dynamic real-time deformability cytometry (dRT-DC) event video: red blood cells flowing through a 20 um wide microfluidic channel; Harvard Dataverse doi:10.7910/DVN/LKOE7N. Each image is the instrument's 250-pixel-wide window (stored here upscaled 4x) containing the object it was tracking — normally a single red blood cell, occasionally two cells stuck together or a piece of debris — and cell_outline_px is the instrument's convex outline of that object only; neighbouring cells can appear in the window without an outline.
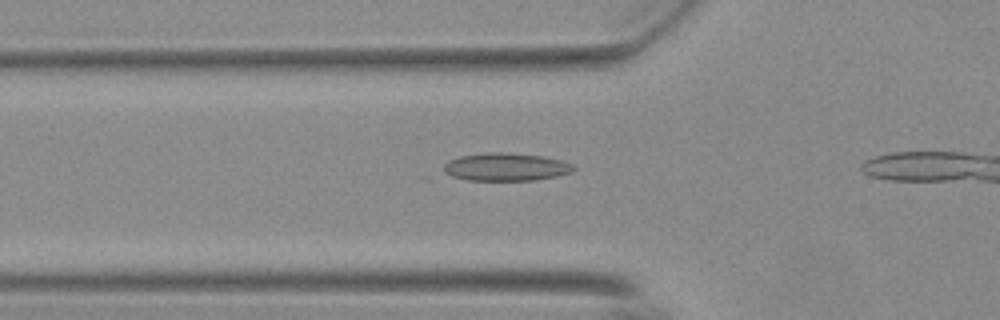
{"species": "Egyptian fruit bat (a non-hibernating species)", "species_latin": "Rousettus aegyptiacus", "temperature_condition": "warm", "stored_images_in_passage": 22, "camera_frame_rate_fps": 3000, "um_per_image_px": 0.085, "animal": {"sex": "female"}, "frame": {"image": 1, "passage_image": 10, "time_ms": 3.0, "image_size_px": [1000, 320], "cell_outline_px": [[576, 168], [572, 172], [556, 176], [536, 180], [468, 180], [452, 176], [444, 172], [444, 164], [448, 160], [460, 156], [484, 152], [504, 152], [544, 156], [560, 160], [572, 164]], "centroid_in_image_um": [43.0, 14.18], "position_along_channel_um": 82.8, "area_um2": 21.15}}
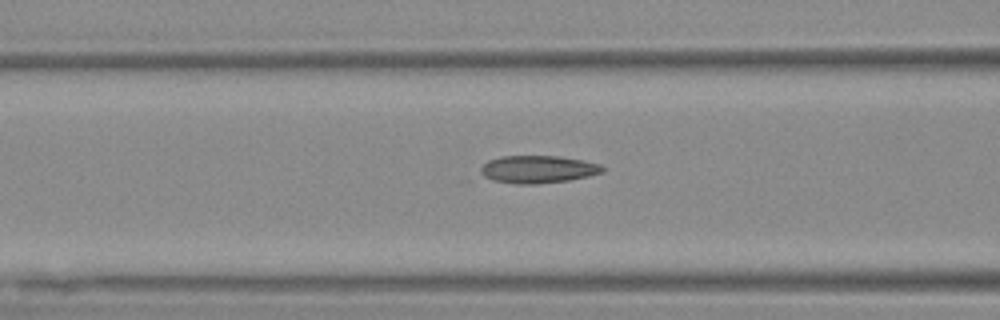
{"frame": {"image": 2, "passage_image": 13, "time_ms": 4.0, "image_size_px": [1000, 320], "cell_outline_px": [[604, 172], [588, 176], [568, 180], [536, 184], [516, 184], [492, 180], [484, 176], [480, 172], [480, 168], [488, 160], [500, 156], [560, 156], [584, 160], [600, 164], [604, 168]], "centroid_in_image_um": [45.72, 14.38], "position_along_channel_um": 120.9, "area_um2": 19.65}}
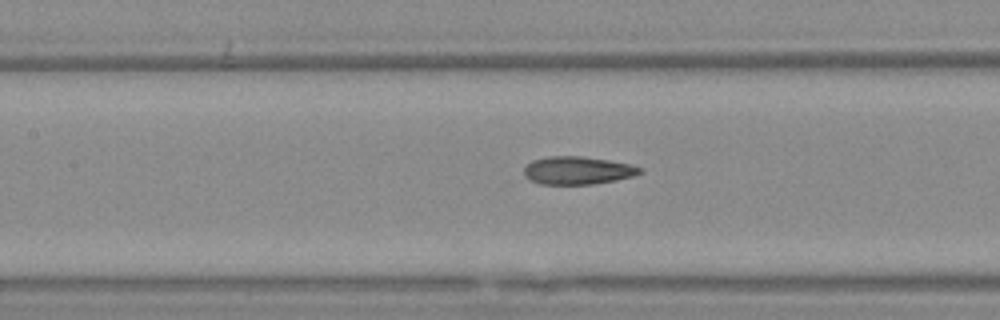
{"frame": {"image": 3, "passage_image": 16, "time_ms": 5.0, "image_size_px": [1000, 320], "cell_outline_px": [[644, 172], [632, 176], [592, 184], [540, 184], [528, 180], [524, 176], [524, 168], [532, 160], [548, 156], [584, 156], [632, 164], [644, 168]], "centroid_in_image_um": [49.09, 14.48], "position_along_channel_um": 158.3, "area_um2": 18.96}}